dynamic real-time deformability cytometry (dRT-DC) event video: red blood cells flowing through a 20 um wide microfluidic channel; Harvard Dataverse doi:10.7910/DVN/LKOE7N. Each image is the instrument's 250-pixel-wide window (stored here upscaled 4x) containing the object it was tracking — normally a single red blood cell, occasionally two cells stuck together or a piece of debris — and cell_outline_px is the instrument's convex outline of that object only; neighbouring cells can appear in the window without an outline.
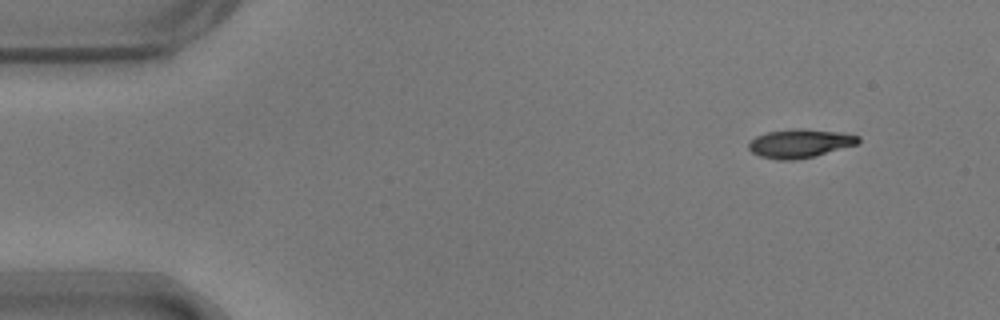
{"species": "common noctule bat (a hibernating species)", "species_latin": "Nyctalus noctula", "temperature_condition": "warm", "stored_images_in_passage": 37, "camera_frame_rate_fps": 3000, "um_per_image_px": 0.085, "animal": {"sex": "male", "body_mass_g": 17.9}, "frame": {"image": 1, "passage_image": 1, "time_ms": 0.0, "image_size_px": [1000, 320], "cell_outline_px": [[860, 140], [856, 144], [816, 156], [796, 160], [776, 160], [760, 156], [752, 152], [748, 148], [748, 144], [756, 136], [768, 132], [792, 128], [804, 128], [840, 132], [860, 136]], "centroid_in_image_um": [67.98, 12.19], "position_along_channel_um": 17.0, "area_um2": 18.38}}
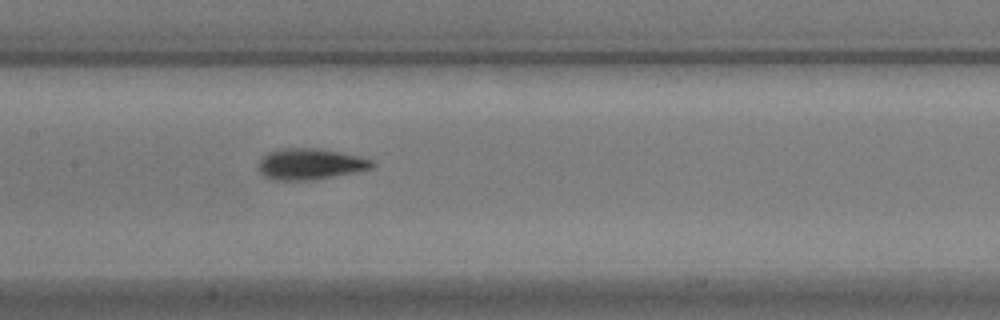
{"frame": {"image": 2, "passage_image": 22, "time_ms": 7.0, "image_size_px": [1000, 320], "cell_outline_px": [[376, 164], [372, 168], [332, 176], [308, 180], [276, 180], [264, 176], [256, 168], [256, 164], [268, 152], [280, 148], [320, 148], [360, 156], [372, 160]], "centroid_in_image_um": [26.32, 13.93], "position_along_channel_um": 181.1, "area_um2": 20.58}}
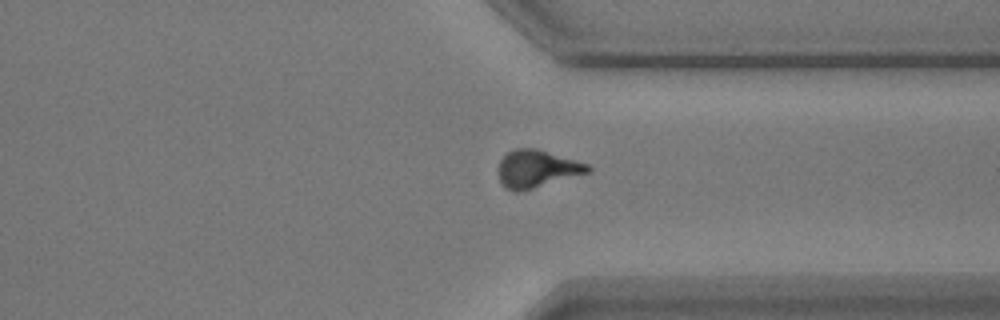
{"frame": {"image": 3, "passage_image": 37, "time_ms": 12.0, "image_size_px": [1000, 320], "cell_outline_px": [[592, 168], [588, 172], [520, 192], [516, 192], [504, 188], [496, 172], [496, 168], [500, 160], [508, 152], [516, 148], [536, 148], [588, 164]], "centroid_in_image_um": [45.56, 14.35], "position_along_channel_um": 365.8, "area_um2": 19.54}, "authors_computed_cell_mechanics": {"area_um2": 19.7676, "velocity_mm_per_s": 3.7122, "shape_relaxation_time_tau1_ms": 2.5239, "shape_relaxation_time_tau2_ms": 2.4555, "deformation_change_tau1": 0.1335, "deformation_change_tau2": 0.0912}}